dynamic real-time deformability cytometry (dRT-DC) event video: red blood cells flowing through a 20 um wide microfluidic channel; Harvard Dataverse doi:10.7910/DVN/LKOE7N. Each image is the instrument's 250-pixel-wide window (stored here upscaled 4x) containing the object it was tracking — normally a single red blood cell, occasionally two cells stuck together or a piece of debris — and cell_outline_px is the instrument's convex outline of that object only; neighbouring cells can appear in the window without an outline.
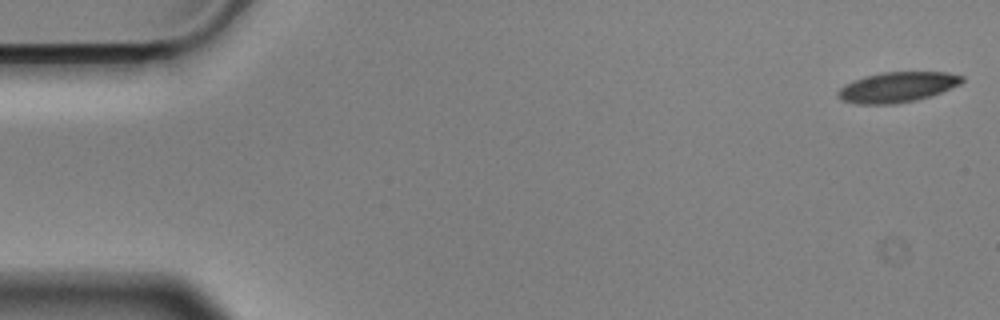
{"species": "Egyptian fruit bat (a non-hibernating species)", "species_latin": "Rousettus aegyptiacus", "temperature_condition": "cold", "stored_images_in_passage": 56, "camera_frame_rate_fps": 3000, "um_per_image_px": 0.085, "animal": {"sex": "male"}, "frame": {"image": 1, "passage_image": 1, "time_ms": 0.0, "image_size_px": [1000, 320], "cell_outline_px": [[964, 80], [960, 84], [940, 92], [916, 100], [892, 104], [856, 104], [844, 100], [836, 96], [836, 92], [844, 84], [852, 80], [864, 76], [880, 72], [948, 72], [964, 76]], "centroid_in_image_um": [76.23, 7.39], "position_along_channel_um": 8.8, "area_um2": 21.91}}
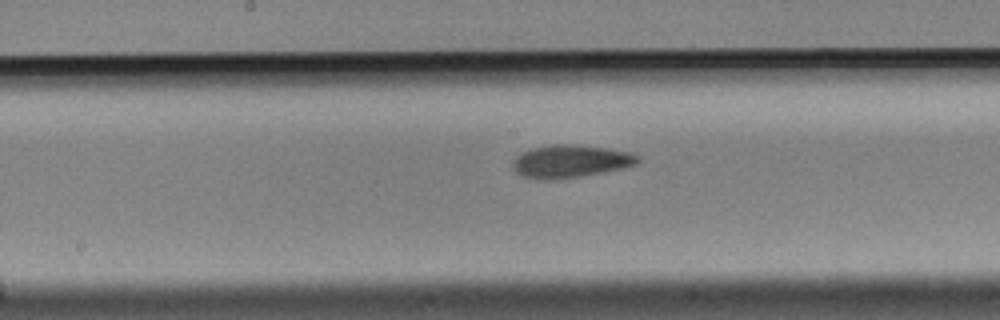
{"frame": {"image": 2, "passage_image": 28, "time_ms": 9.0, "image_size_px": [1000, 320], "cell_outline_px": [[640, 160], [636, 164], [624, 168], [580, 176], [548, 180], [540, 180], [524, 176], [516, 172], [512, 168], [512, 164], [516, 156], [520, 152], [532, 148], [552, 144], [572, 144], [608, 148], [632, 152], [640, 156]], "centroid_in_image_um": [48.49, 13.7], "position_along_channel_um": 199.7, "area_um2": 23.99}}
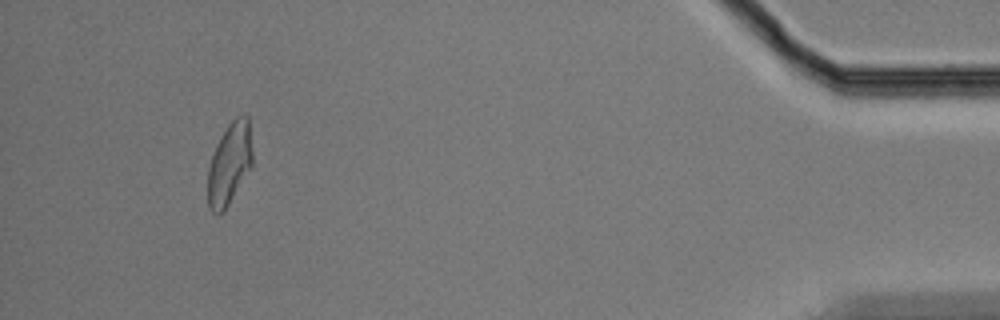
{"frame": {"image": 3, "passage_image": 52, "time_ms": 17.0, "image_size_px": [1000, 320], "cell_outline_px": [[252, 164], [224, 212], [212, 212], [208, 208], [208, 168], [216, 144], [220, 136], [228, 124], [236, 116], [248, 116], [252, 152]], "centroid_in_image_um": [19.49, 13.91], "position_along_channel_um": 415.7, "area_um2": 21.04}, "authors_computed_cell_mechanics": {"area_um2": 22.2819, "velocity_mm_per_s": 3.5619, "shape_relaxation_time_tau1_ms": 8.8133, "shape_relaxation_time_tau2_ms": 2.7123, "deformation_change_tau1": 0.1664, "deformation_change_tau2": 0.0789}}